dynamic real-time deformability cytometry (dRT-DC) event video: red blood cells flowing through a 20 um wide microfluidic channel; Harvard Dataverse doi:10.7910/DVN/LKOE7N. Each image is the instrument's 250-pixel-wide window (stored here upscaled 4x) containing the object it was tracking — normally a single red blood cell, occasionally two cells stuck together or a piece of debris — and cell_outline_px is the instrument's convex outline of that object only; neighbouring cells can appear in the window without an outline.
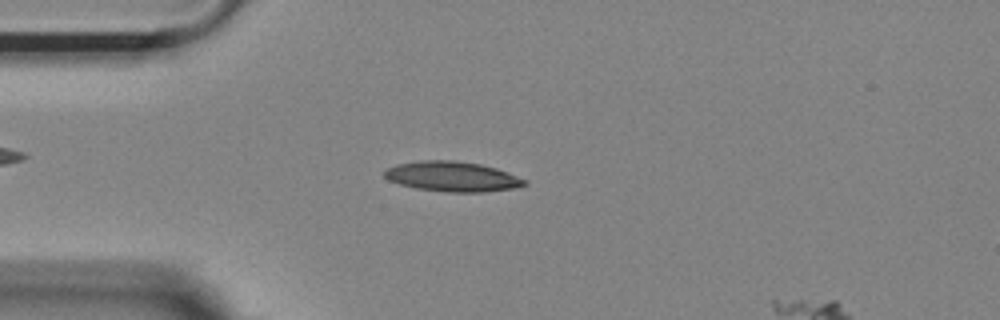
{"species": "Egyptian fruit bat (a non-hibernating species)", "species_latin": "Rousettus aegyptiacus", "temperature_condition": "room temperature", "stored_images_in_passage": 41, "camera_frame_rate_fps": 3000, "um_per_image_px": 0.085, "animal": {"sex": "female"}, "frame": {"image": 1, "passage_image": 4, "time_ms": 1.0, "image_size_px": [1000, 320], "cell_outline_px": [[528, 184], [512, 188], [480, 192], [448, 192], [416, 188], [400, 184], [388, 180], [384, 176], [384, 172], [388, 168], [396, 164], [420, 160], [452, 160], [480, 164], [496, 168], [508, 172], [528, 180]], "centroid_in_image_um": [38.45, 15.0], "position_along_channel_um": 46.6, "area_um2": 24.45}}
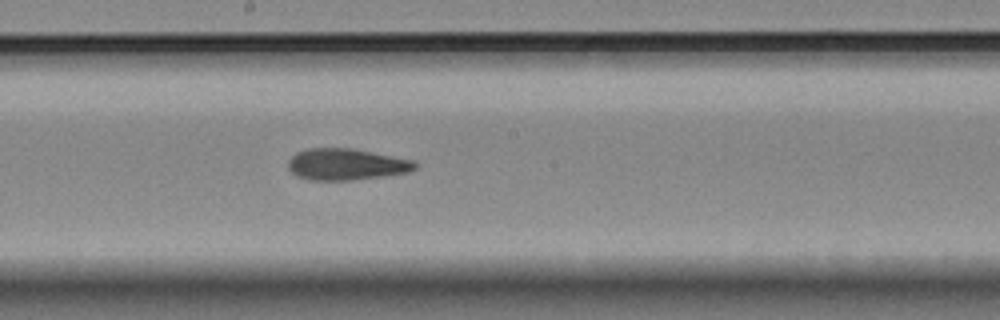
{"frame": {"image": 2, "passage_image": 19, "time_ms": 6.0, "image_size_px": [1000, 320], "cell_outline_px": [[416, 168], [408, 172], [352, 180], [308, 180], [296, 176], [288, 168], [288, 160], [296, 152], [308, 148], [352, 148], [416, 160]], "centroid_in_image_um": [29.41, 13.96], "position_along_channel_um": 218.8, "area_um2": 23.35}}
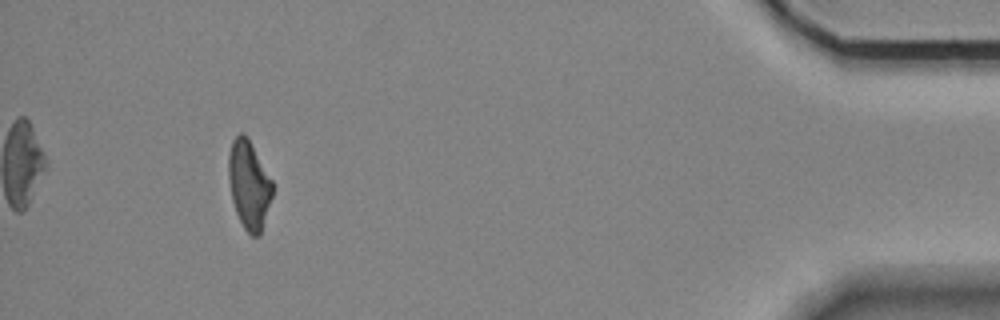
{"frame": {"image": 3, "passage_image": 40, "time_ms": 13.0, "image_size_px": [1000, 320], "cell_outline_px": [[272, 196], [260, 236], [252, 236], [244, 228], [236, 212], [232, 200], [228, 180], [228, 156], [232, 140], [240, 132], [244, 132], [248, 136], [272, 180]], "centroid_in_image_um": [21.15, 15.67], "position_along_channel_um": 414.1, "area_um2": 22.72}}